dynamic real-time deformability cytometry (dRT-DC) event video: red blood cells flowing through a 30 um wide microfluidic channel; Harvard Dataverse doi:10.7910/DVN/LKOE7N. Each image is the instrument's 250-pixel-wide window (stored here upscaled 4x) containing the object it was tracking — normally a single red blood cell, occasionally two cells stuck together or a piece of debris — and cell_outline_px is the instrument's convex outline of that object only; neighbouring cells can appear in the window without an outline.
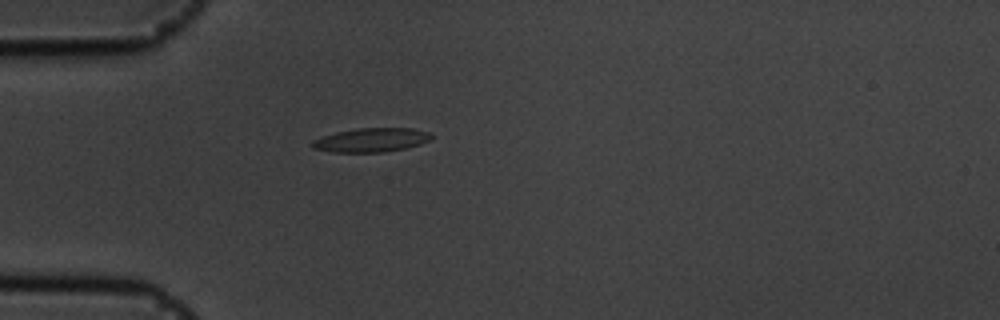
{"species": "common noctule bat (a hibernating species)", "species_latin": "Nyctalus noctula", "temperature_condition": "cold", "stored_images_in_passage": 40, "camera_frame_rate_fps": 3000, "um_per_image_px": 0.085, "animal": {"sex": "male", "body_mass_g": 19.5, "forearm_length_mm": 54.6}, "frame": {"image": 1, "passage_image": 1, "time_ms": 0.0, "image_size_px": [1000, 320], "cell_outline_px": [[432, 136], [428, 140], [420, 144], [404, 148], [384, 152], [332, 152], [312, 148], [312, 140], [336, 132], [360, 128], [412, 128], [428, 132]], "centroid_in_image_um": [31.53, 11.9], "position_along_channel_um": 53.5, "area_um2": 16.42}}
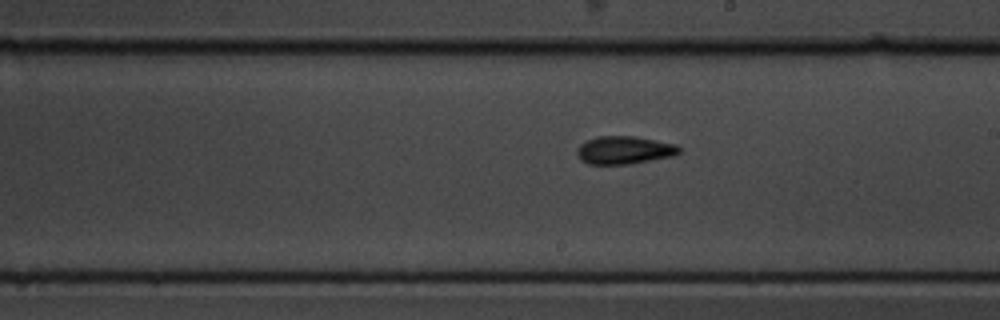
{"frame": {"image": 2, "passage_image": 17, "time_ms": 5.333, "image_size_px": [1000, 320], "cell_outline_px": [[680, 152], [676, 156], [632, 164], [588, 164], [580, 160], [576, 152], [580, 144], [596, 136], [636, 136], [676, 144], [680, 148]], "centroid_in_image_um": [53.09, 12.76], "position_along_channel_um": 235.9, "area_um2": 16.88}}
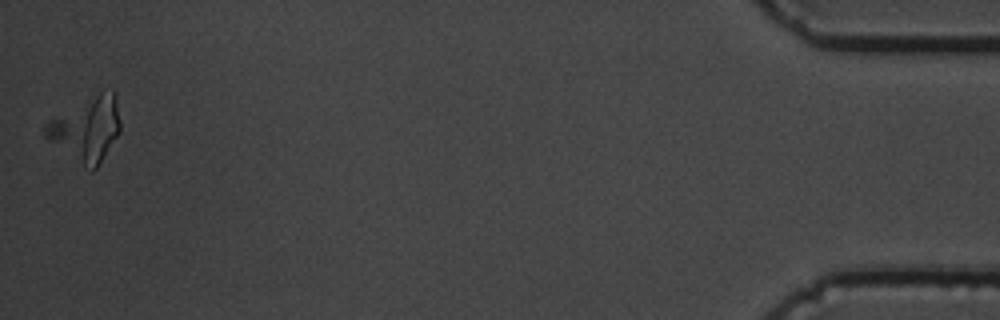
{"frame": {"image": 3, "passage_image": 40, "time_ms": 13.0, "image_size_px": [1000, 320], "cell_outline_px": [[120, 132], [96, 168], [92, 172], [88, 172], [48, 140], [44, 136], [44, 128], [52, 120], [100, 92], [112, 88], [116, 92], [120, 120]], "centroid_in_image_um": [7.41, 11.02], "position_along_channel_um": 427.8, "area_um2": 27.57}, "authors_computed_cell_mechanics": {"area_um2": 15.7216, "velocity_mm_per_s": 3.5965, "shape_relaxation_time_tau1_ms": 3.7295, "shape_relaxation_time_tau2_ms": 4.9755, "deformation_change_tau1": 0.1126, "deformation_change_tau2": 0.1271}}